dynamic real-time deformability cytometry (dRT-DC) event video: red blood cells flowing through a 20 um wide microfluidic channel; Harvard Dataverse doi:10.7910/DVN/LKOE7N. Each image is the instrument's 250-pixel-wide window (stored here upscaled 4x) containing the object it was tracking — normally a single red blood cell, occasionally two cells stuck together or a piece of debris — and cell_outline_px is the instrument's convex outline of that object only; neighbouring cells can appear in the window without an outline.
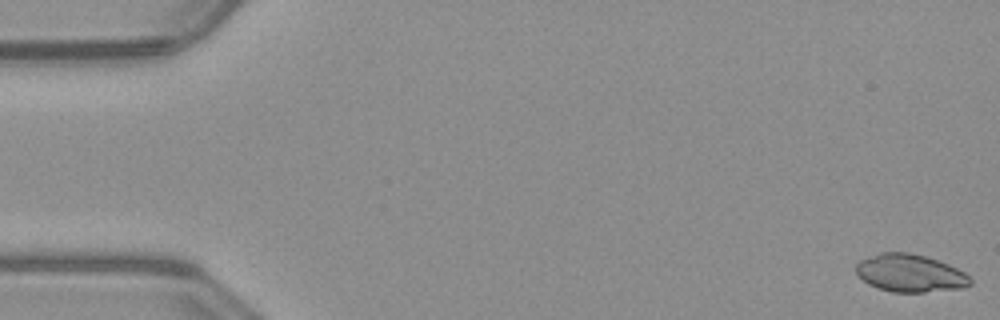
{"species": "common noctule bat (a hibernating species)", "species_latin": "Nyctalus noctula", "temperature_condition": "warm", "stored_images_in_passage": 52, "camera_frame_rate_fps": 3000, "um_per_image_px": 0.085, "animal": {"sex": "male", "body_mass_g": 23.1, "forearm_length_mm": 52.7}, "frame": {"image": 1, "passage_image": 1, "time_ms": 0.0, "image_size_px": [1000, 320], "cell_outline_px": [[972, 284], [964, 288], [924, 292], [892, 292], [868, 284], [856, 272], [856, 264], [860, 260], [880, 252], [908, 252], [924, 256], [948, 264], [964, 272], [972, 280]], "centroid_in_image_um": [77.37, 23.22], "position_along_channel_um": 7.6, "area_um2": 24.97}}
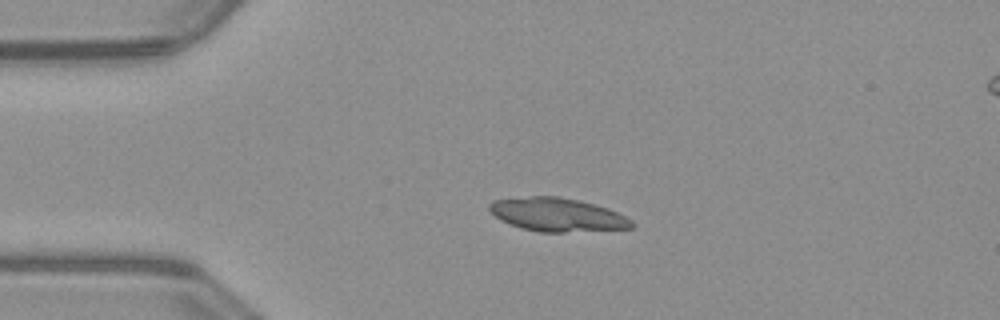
{"frame": {"image": 2, "passage_image": 12, "time_ms": 3.667, "image_size_px": [1000, 320], "cell_outline_px": [[636, 224], [632, 228], [564, 232], [540, 232], [520, 228], [500, 220], [488, 208], [488, 204], [492, 200], [528, 196], [560, 196], [596, 204], [608, 208], [632, 220]], "centroid_in_image_um": [47.36, 18.24], "position_along_channel_um": 37.6, "area_um2": 27.86}}